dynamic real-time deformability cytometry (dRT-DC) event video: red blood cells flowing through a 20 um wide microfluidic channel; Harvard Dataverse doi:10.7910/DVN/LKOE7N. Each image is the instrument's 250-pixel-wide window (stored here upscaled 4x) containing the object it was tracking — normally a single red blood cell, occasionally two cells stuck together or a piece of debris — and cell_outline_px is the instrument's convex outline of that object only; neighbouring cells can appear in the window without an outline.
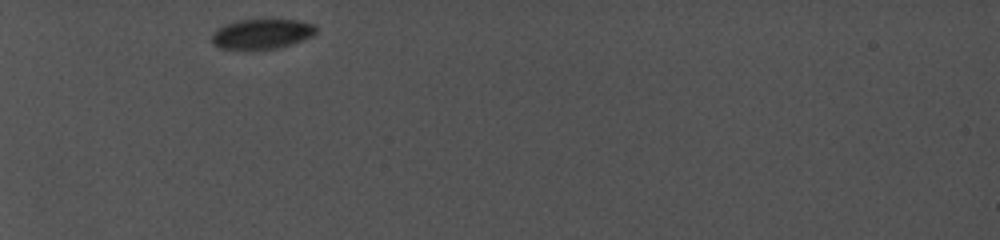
{"species": "common noctule bat (a hibernating species)", "species_latin": "Nyctalus noctula", "temperature_condition": "cold", "stored_images_in_passage": 22, "camera_frame_rate_fps": 5000, "um_per_image_px": 0.085, "animal": {"sex": "female", "body_mass_g": 19.0, "forearm_length_mm": 56.7}, "frame": {"image": 1, "passage_image": 1, "time_ms": 0.0, "image_size_px": [1000, 240], "cell_outline_px": [[316, 32], [312, 36], [292, 44], [276, 48], [252, 52], [220, 48], [212, 44], [212, 32], [228, 24], [240, 20], [296, 20], [312, 24], [316, 28]], "centroid_in_image_um": [22.22, 2.94], "position_along_channel_um": 62.8, "area_um2": 18.44}}
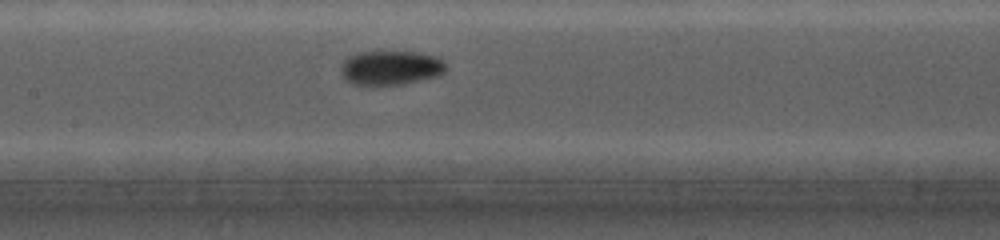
{"frame": {"image": 2, "passage_image": 12, "time_ms": 3.8, "image_size_px": [1000, 240], "cell_outline_px": [[448, 68], [440, 76], [404, 84], [352, 84], [344, 80], [344, 60], [348, 56], [360, 52], [380, 48], [412, 52], [436, 56], [444, 60], [448, 64]], "centroid_in_image_um": [33.29, 5.71], "position_along_channel_um": 174.1, "area_um2": 21.62}}
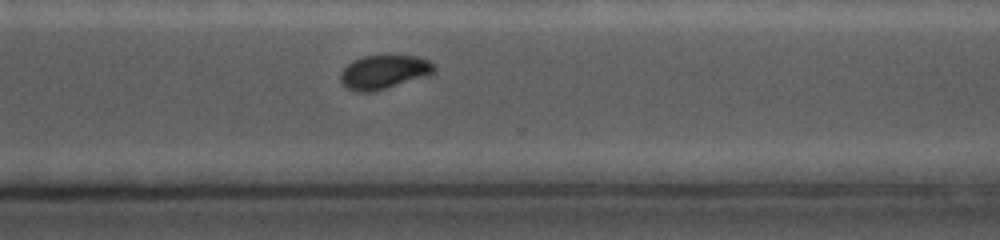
{"frame": {"image": 3, "passage_image": 22, "time_ms": 8.0, "image_size_px": [1000, 240], "cell_outline_px": [[436, 68], [432, 72], [372, 92], [356, 92], [348, 88], [340, 80], [340, 72], [352, 60], [364, 56], [420, 56], [436, 64]], "centroid_in_image_um": [32.58, 6.1], "position_along_channel_um": 338.0, "area_um2": 17.92}}